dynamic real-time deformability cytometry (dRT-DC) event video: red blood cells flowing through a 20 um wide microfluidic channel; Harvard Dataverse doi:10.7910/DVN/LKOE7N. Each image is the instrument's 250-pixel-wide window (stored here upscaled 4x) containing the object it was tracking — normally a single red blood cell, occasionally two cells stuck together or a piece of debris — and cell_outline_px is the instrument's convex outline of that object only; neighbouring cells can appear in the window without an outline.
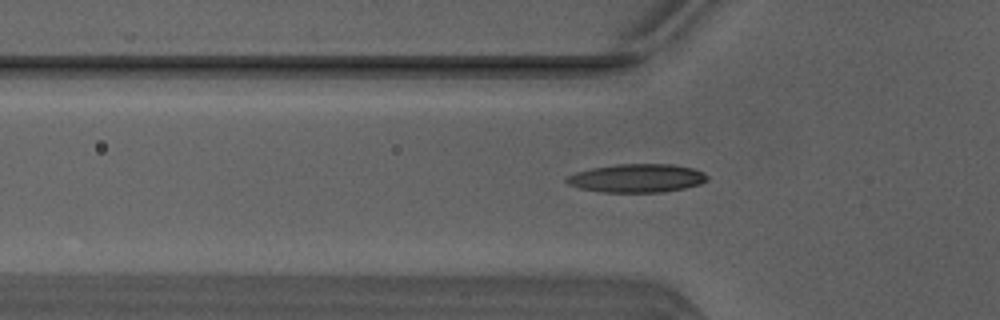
{"species": "Egyptian fruit bat (a non-hibernating species)", "species_latin": "Rousettus aegyptiacus", "temperature_condition": "warm", "stored_images_in_passage": 48, "camera_frame_rate_fps": 3000, "um_per_image_px": 0.085, "animal": {"sex": "male"}, "frame": {"image": 1, "passage_image": 16, "time_ms": 5.0, "image_size_px": [1000, 320], "cell_outline_px": [[708, 180], [700, 184], [684, 188], [660, 192], [604, 192], [580, 188], [568, 184], [564, 180], [568, 176], [576, 172], [592, 168], [616, 164], [672, 164], [692, 168], [704, 172], [708, 176]], "centroid_in_image_um": [54.15, 15.14], "position_along_channel_um": 71.7, "area_um2": 23.24}}
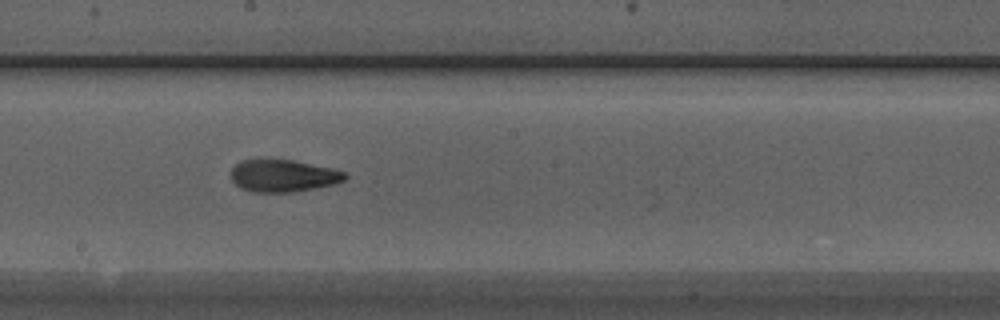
{"frame": {"image": 2, "passage_image": 27, "time_ms": 8.667, "image_size_px": [1000, 320], "cell_outline_px": [[348, 176], [344, 180], [332, 184], [292, 192], [252, 192], [240, 188], [232, 180], [232, 168], [240, 160], [292, 160], [332, 168], [344, 172]], "centroid_in_image_um": [24.05, 14.94], "position_along_channel_um": 224.2, "area_um2": 21.1}}
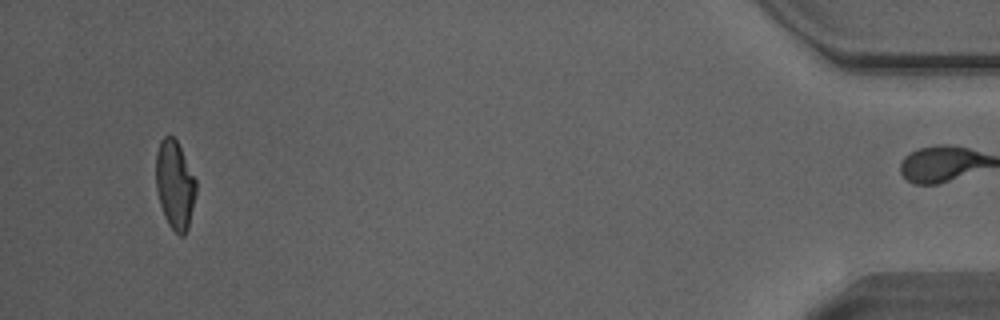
{"frame": {"image": 3, "passage_image": 47, "time_ms": 15.333, "image_size_px": [1000, 320], "cell_outline_px": [[196, 192], [188, 228], [184, 236], [180, 236], [168, 224], [164, 216], [160, 204], [156, 188], [156, 152], [160, 140], [164, 136], [172, 136], [176, 140], [196, 180]], "centroid_in_image_um": [14.85, 15.72], "position_along_channel_um": 420.3, "area_um2": 20.52}, "authors_computed_cell_mechanics": {"area_um2": 21.1837, "velocity_mm_per_s": 4.1406, "shape_relaxation_time_tau1_ms": 4.9772, "shape_relaxation_time_tau2_ms": 1.6035, "deformation_change_tau1": 0.1894, "deformation_change_tau2": 0.0848}}